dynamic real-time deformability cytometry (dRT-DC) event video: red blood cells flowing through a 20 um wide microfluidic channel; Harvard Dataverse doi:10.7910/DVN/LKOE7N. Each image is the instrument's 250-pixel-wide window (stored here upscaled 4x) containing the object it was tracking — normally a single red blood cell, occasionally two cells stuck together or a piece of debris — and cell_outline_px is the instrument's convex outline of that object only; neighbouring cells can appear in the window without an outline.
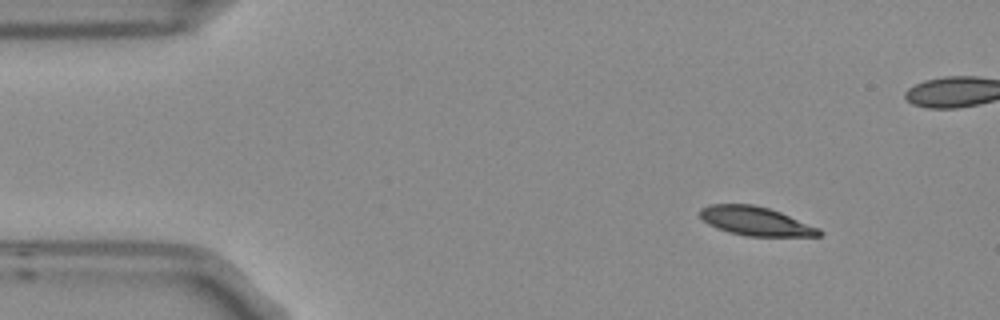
{"species": "Egyptian fruit bat (a non-hibernating species)", "species_latin": "Rousettus aegyptiacus", "temperature_condition": "room temperature", "stored_images_in_passage": 6, "camera_frame_rate_fps": 3000, "um_per_image_px": 0.085, "frame": {"image": 1, "passage_image": 1, "time_ms": 0.0, "image_size_px": [1000, 320], "cell_outline_px": [[824, 232], [820, 236], [748, 236], [728, 232], [716, 228], [708, 224], [700, 216], [700, 208], [708, 204], [752, 204], [768, 208], [780, 212], [820, 228]], "centroid_in_image_um": [64.23, 18.8], "position_along_channel_um": 20.8, "area_um2": 20.06}}